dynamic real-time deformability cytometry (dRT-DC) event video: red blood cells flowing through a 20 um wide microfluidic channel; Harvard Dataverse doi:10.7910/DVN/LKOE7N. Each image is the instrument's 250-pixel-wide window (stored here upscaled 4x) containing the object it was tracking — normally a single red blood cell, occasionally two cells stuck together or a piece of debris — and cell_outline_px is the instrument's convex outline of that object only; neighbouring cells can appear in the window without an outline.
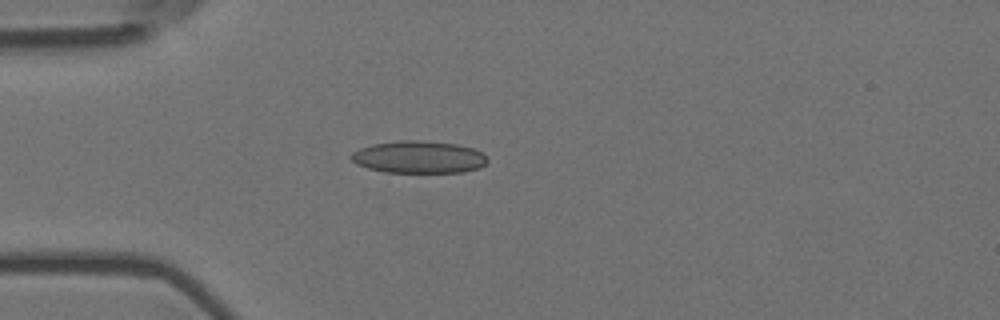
{"species": "Egyptian fruit bat (a non-hibernating species)", "species_latin": "Rousettus aegyptiacus", "temperature_condition": "room temperature", "stored_images_in_passage": 3, "camera_frame_rate_fps": 3000, "um_per_image_px": 0.085, "animal": {"sex": "female"}, "frame": {"image": 1, "passage_image": 1, "time_ms": 0.0, "image_size_px": [1000, 320], "cell_outline_px": [[488, 160], [480, 168], [464, 172], [384, 172], [368, 168], [356, 164], [348, 156], [352, 152], [360, 148], [372, 144], [400, 140], [420, 140], [456, 144], [472, 148], [480, 152]], "centroid_in_image_um": [35.55, 13.35], "position_along_channel_um": 49.4, "area_um2": 25.61}}
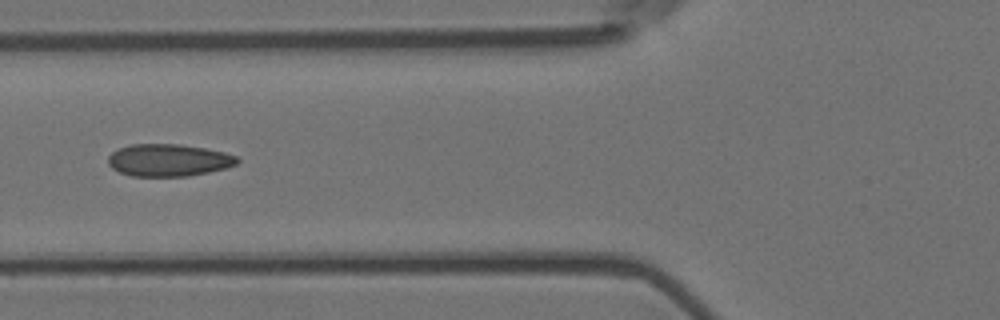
{"frame": {"image": 2, "passage_image": 3, "time_ms": 0.667, "image_size_px": [1000, 320], "cell_outline_px": [[240, 160], [236, 164], [224, 168], [208, 172], [188, 176], [132, 176], [120, 172], [112, 168], [108, 164], [108, 156], [112, 152], [120, 148], [132, 144], [180, 144], [204, 148], [224, 152], [236, 156]], "centroid_in_image_um": [14.31, 13.61], "position_along_channel_um": 111.5, "area_um2": 24.16}}